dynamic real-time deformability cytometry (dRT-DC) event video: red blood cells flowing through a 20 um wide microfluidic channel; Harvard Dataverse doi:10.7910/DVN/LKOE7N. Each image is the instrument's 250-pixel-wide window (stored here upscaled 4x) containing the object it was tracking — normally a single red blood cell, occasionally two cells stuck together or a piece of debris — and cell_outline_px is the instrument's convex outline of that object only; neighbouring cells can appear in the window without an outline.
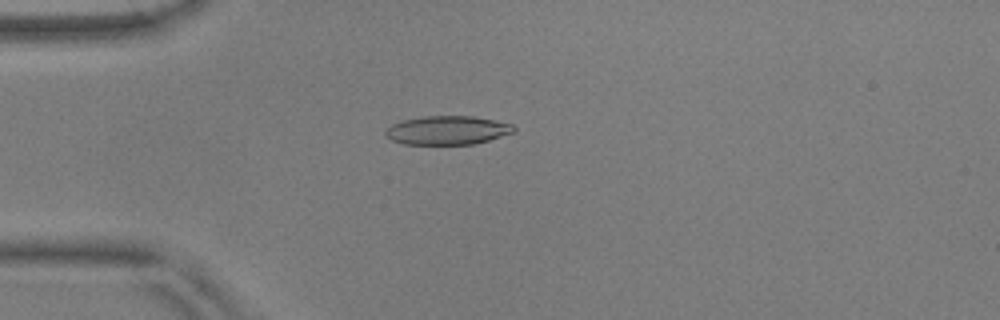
{"species": "common noctule bat (a hibernating species)", "species_latin": "Nyctalus noctula", "temperature_condition": "warm", "stored_images_in_passage": 37, "camera_frame_rate_fps": 3000, "um_per_image_px": 0.085, "animal": {"sex": "male", "body_mass_g": 17.9, "forearm_length_mm": 54.2}, "frame": {"image": 1, "passage_image": 4, "time_ms": 1.0, "image_size_px": [1000, 320], "cell_outline_px": [[516, 132], [488, 140], [472, 144], [404, 144], [392, 140], [384, 132], [392, 124], [404, 120], [424, 116], [476, 116], [512, 124], [516, 128]], "centroid_in_image_um": [38.07, 11.07], "position_along_channel_um": 46.9, "area_um2": 21.39}}
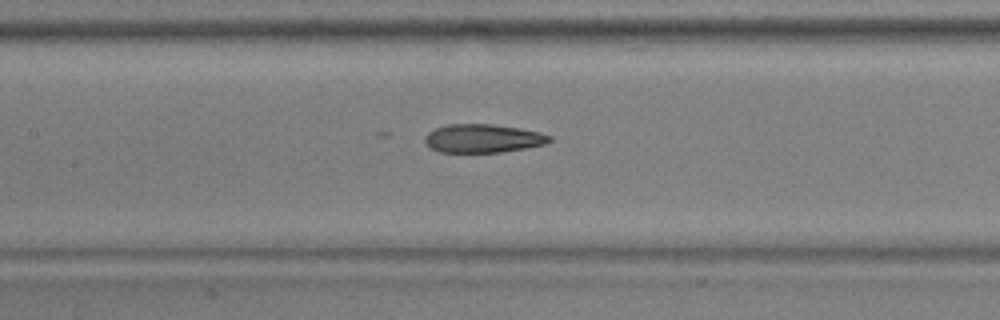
{"frame": {"image": 2, "passage_image": 15, "time_ms": 4.667, "image_size_px": [1000, 320], "cell_outline_px": [[552, 140], [548, 144], [500, 152], [440, 152], [432, 148], [424, 140], [424, 136], [428, 132], [436, 128], [448, 124], [492, 124], [520, 128], [540, 132], [552, 136]], "centroid_in_image_um": [41.09, 11.76], "position_along_channel_um": 166.3, "area_um2": 20.69}}
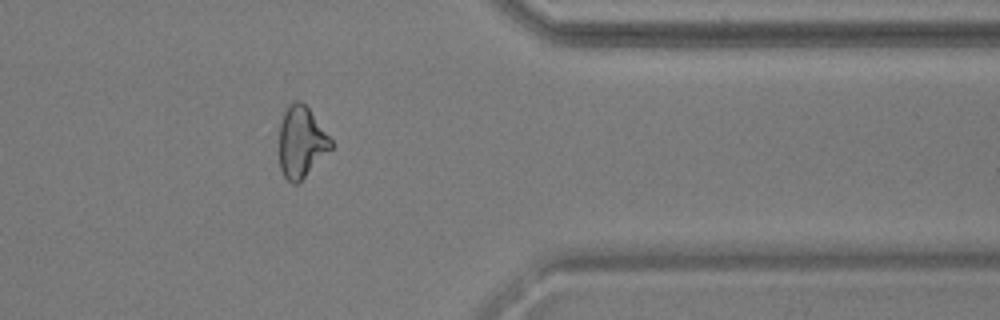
{"frame": {"image": 3, "passage_image": 34, "time_ms": 11.0, "image_size_px": [1000, 320], "cell_outline_px": [[332, 148], [296, 184], [292, 184], [284, 176], [280, 168], [280, 124], [284, 112], [288, 104], [296, 100], [300, 100], [308, 108], [332, 140]], "centroid_in_image_um": [25.59, 12.05], "position_along_channel_um": 385.8, "area_um2": 21.04}, "authors_computed_cell_mechanics": {"area_um2": 21.4438, "velocity_mm_per_s": 3.6845, "shape_relaxation_time_tau1_ms": null, "shape_relaxation_time_tau2_ms": 2.4461, "deformation_change_tau1": null, "deformation_change_tau2": 0.1015}}